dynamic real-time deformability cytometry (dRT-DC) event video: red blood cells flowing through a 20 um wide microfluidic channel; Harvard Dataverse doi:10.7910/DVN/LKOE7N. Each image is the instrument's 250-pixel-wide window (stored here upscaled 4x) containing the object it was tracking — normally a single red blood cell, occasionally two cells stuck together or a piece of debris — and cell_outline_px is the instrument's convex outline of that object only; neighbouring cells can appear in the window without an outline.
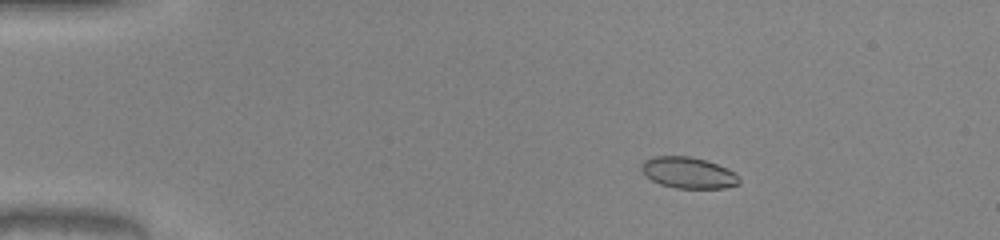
{"species": "common noctule bat (a hibernating species)", "species_latin": "Nyctalus noctula", "temperature_condition": "warm", "stored_images_in_passage": 52, "camera_frame_rate_fps": 3000, "um_per_image_px": 0.085, "animal": {"sex": "male", "body_mass_g": 20.0, "forearm_length_mm": 53.3}, "frame": {"image": 1, "passage_image": 10, "time_ms": 3.0, "image_size_px": [1000, 240], "cell_outline_px": [[740, 184], [724, 188], [676, 188], [660, 184], [652, 180], [640, 168], [644, 160], [652, 156], [688, 156], [704, 160], [716, 164], [732, 172], [740, 180]], "centroid_in_image_um": [58.47, 14.68], "position_along_channel_um": 26.5, "area_um2": 17.46}}
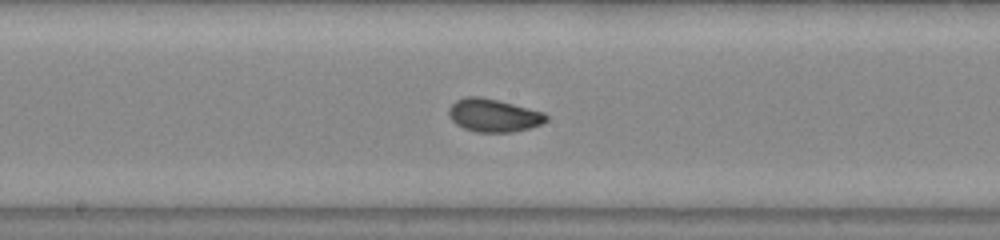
{"frame": {"image": 2, "passage_image": 29, "time_ms": 9.333, "image_size_px": [1000, 240], "cell_outline_px": [[548, 120], [540, 124], [528, 128], [512, 132], [476, 132], [464, 128], [456, 124], [448, 116], [448, 108], [456, 100], [464, 96], [480, 96], [544, 112], [548, 116]], "centroid_in_image_um": [41.92, 9.8], "position_along_channel_um": 206.3, "area_um2": 18.67}}
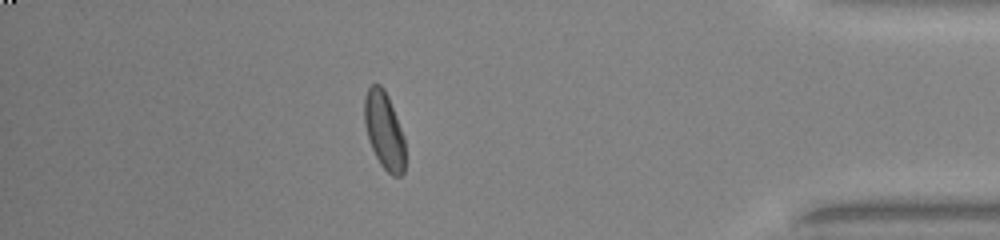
{"frame": {"image": 3, "passage_image": 46, "time_ms": 15.0, "image_size_px": [1000, 240], "cell_outline_px": [[404, 172], [400, 176], [392, 176], [380, 164], [368, 140], [364, 124], [364, 96], [368, 88], [372, 84], [380, 84], [384, 88], [388, 96], [404, 136]], "centroid_in_image_um": [32.64, 11.07], "position_along_channel_um": 402.6, "area_um2": 18.38}, "authors_computed_cell_mechanics": {"area_um2": 18.0914, "velocity_mm_per_s": 4.1306, "shape_relaxation_time_tau1_ms": 4.029, "shape_relaxation_time_tau2_ms": 0.757, "deformation_change_tau1": 0.1365, "deformation_change_tau2": 0.034}}